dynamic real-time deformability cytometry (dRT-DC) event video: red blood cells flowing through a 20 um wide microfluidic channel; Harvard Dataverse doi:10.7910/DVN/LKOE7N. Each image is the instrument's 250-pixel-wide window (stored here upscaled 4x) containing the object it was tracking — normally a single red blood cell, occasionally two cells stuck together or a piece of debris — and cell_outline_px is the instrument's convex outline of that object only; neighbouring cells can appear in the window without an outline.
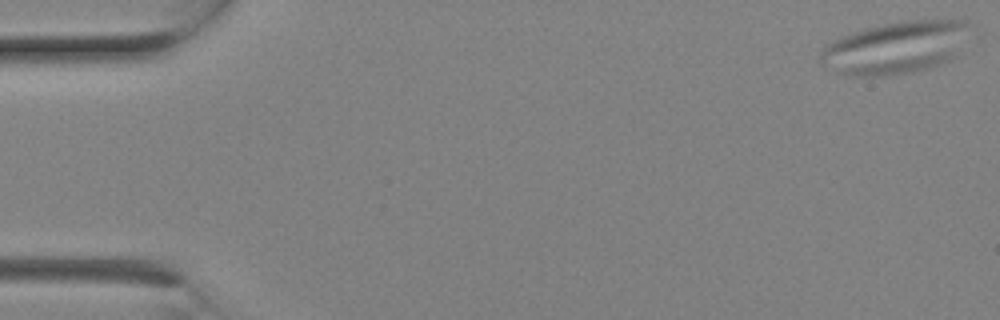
{"species": "Egyptian fruit bat (a non-hibernating species)", "species_latin": "Rousettus aegyptiacus", "temperature_condition": "room temperature", "stored_images_in_passage": 3, "camera_frame_rate_fps": 3000, "um_per_image_px": 0.085, "animal": {"sex": "female"}, "frame": {"image": 1, "passage_image": 1, "time_ms": 0.0, "image_size_px": [1000, 320], "cell_outline_px": [[976, 24], [956, 56], [940, 64], [920, 72], [888, 76], [848, 76], [836, 72], [820, 64], [820, 52], [824, 44], [852, 32], [884, 24], [908, 20], [968, 20]], "centroid_in_image_um": [76.18, 4.06], "position_along_channel_um": 8.8, "area_um2": 46.59}}
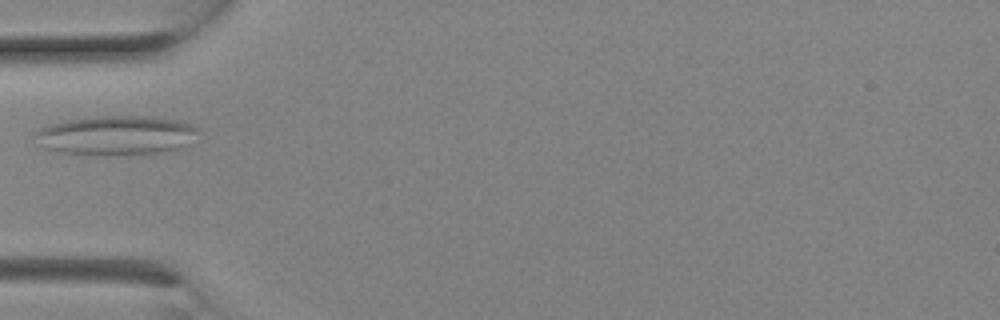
{"frame": {"image": 2, "passage_image": 3, "time_ms": 0.667, "image_size_px": [1000, 320], "cell_outline_px": [[196, 128], [176, 148], [164, 152], [60, 152], [44, 148], [32, 132], [48, 124], [68, 120], [100, 116], [140, 116], [176, 120], [188, 124]], "centroid_in_image_um": [9.68, 11.45], "position_along_channel_um": 75.3, "area_um2": 34.85}}